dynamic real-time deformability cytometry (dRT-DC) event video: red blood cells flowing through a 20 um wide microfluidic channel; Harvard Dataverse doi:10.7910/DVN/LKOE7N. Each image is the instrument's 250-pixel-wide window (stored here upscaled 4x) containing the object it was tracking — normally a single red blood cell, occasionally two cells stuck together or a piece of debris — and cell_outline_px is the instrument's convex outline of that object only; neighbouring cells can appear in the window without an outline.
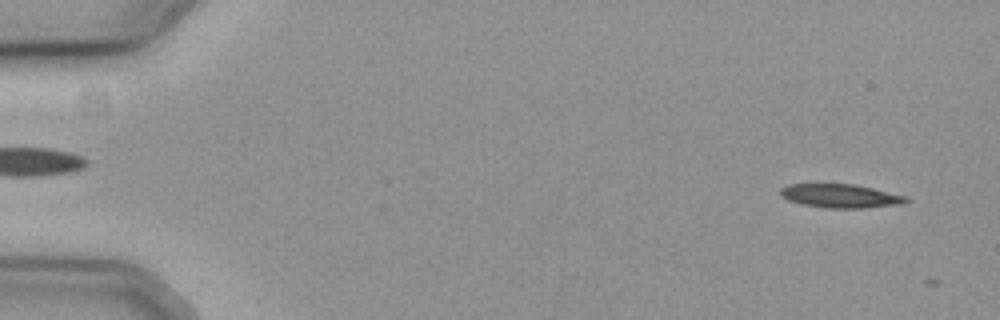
{"species": "common noctule bat (a hibernating species)", "species_latin": "Nyctalus noctula", "temperature_condition": "cold", "stored_images_in_passage": 7, "camera_frame_rate_fps": 3000, "um_per_image_px": 0.085, "animal": {"sex": "female", "body_mass_g": 19.3, "forearm_length_mm": 54.1}, "frame": {"image": 1, "passage_image": 3, "time_ms": 0.667, "image_size_px": [1000, 320], "cell_outline_px": [[912, 200], [900, 204], [864, 208], [824, 208], [800, 204], [788, 200], [780, 196], [780, 188], [788, 184], [852, 184], [872, 188], [908, 196]], "centroid_in_image_um": [71.43, 16.66], "position_along_channel_um": 13.6, "area_um2": 17.51}}